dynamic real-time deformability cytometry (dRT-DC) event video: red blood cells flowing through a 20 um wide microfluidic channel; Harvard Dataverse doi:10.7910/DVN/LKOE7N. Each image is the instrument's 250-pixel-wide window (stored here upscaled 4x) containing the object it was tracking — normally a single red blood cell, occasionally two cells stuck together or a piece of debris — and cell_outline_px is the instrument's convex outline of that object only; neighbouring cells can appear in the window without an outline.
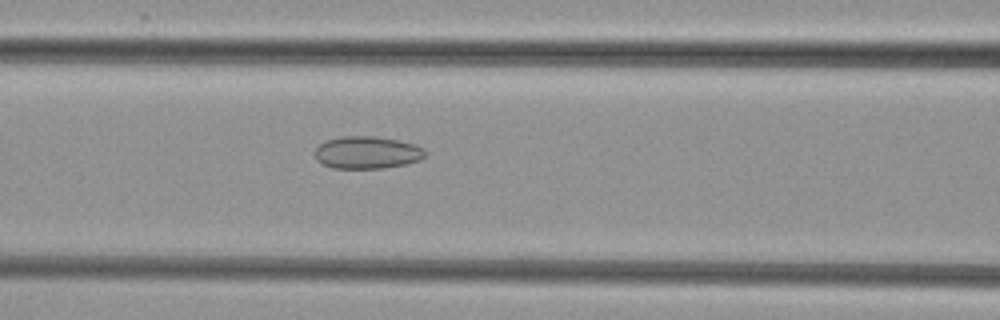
{"species": "common noctule bat (a hibernating species)", "species_latin": "Nyctalus noctula", "temperature_condition": "cold", "stored_images_in_passage": 29, "camera_frame_rate_fps": 3000, "um_per_image_px": 0.085, "animal": {"sex": "female", "body_mass_g": 29.2, "forearm_length_mm": 56.3}, "frame": {"image": 1, "passage_image": 15, "time_ms": 4.667, "image_size_px": [1000, 320], "cell_outline_px": [[424, 156], [420, 160], [404, 164], [384, 168], [332, 168], [316, 160], [316, 148], [320, 144], [328, 140], [340, 136], [376, 136], [400, 140], [424, 148]], "centroid_in_image_um": [31.2, 12.96], "position_along_channel_um": 135.4, "area_um2": 20.69}}
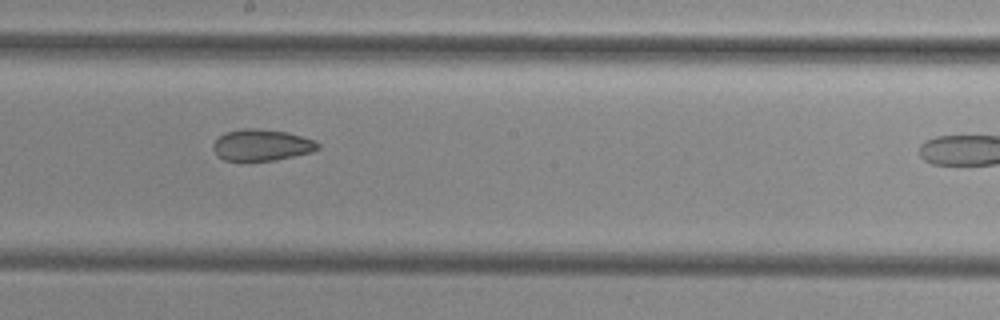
{"frame": {"image": 2, "passage_image": 22, "time_ms": 7.0, "image_size_px": [1000, 320], "cell_outline_px": [[320, 148], [312, 152], [276, 160], [244, 164], [224, 160], [216, 156], [212, 148], [212, 144], [224, 132], [244, 128], [256, 128], [288, 132], [316, 140], [320, 144]], "centroid_in_image_um": [22.2, 12.37], "position_along_channel_um": 226.0, "area_um2": 20.11}}
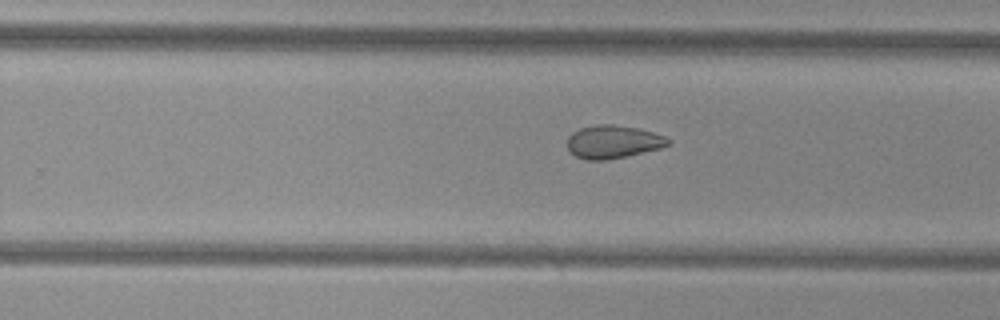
{"frame": {"image": 3, "passage_image": 26, "time_ms": 8.333, "image_size_px": [1000, 320], "cell_outline_px": [[672, 144], [660, 148], [624, 156], [604, 160], [588, 160], [576, 156], [568, 152], [568, 136], [572, 132], [580, 128], [592, 124], [612, 124], [640, 128], [664, 136], [672, 140]], "centroid_in_image_um": [52.1, 12.03], "position_along_channel_um": 277.7, "area_um2": 19.54}}